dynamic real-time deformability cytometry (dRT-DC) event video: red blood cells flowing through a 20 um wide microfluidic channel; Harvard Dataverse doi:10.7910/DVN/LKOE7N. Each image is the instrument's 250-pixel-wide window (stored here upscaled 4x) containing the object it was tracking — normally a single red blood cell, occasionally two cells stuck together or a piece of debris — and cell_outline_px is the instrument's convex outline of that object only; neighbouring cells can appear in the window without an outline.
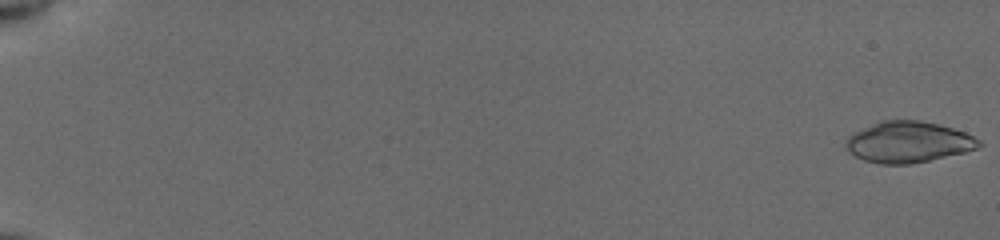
{"species": "common noctule bat (a hibernating species)", "species_latin": "Nyctalus noctula", "temperature_condition": "cold", "stored_images_in_passage": 54, "camera_frame_rate_fps": 3000, "um_per_image_px": 0.085, "animal": {"sex": "female", "body_mass_g": 19.5, "forearm_length_mm": 54.1}, "frame": {"image": 1, "passage_image": 1, "time_ms": 0.0, "image_size_px": [1000, 240], "cell_outline_px": [[984, 144], [976, 148], [964, 152], [928, 160], [908, 164], [880, 164], [864, 160], [856, 156], [844, 144], [848, 136], [872, 124], [884, 120], [920, 120], [940, 124], [964, 132], [980, 140]], "centroid_in_image_um": [77.22, 12.07], "position_along_channel_um": 7.8, "area_um2": 31.44}}